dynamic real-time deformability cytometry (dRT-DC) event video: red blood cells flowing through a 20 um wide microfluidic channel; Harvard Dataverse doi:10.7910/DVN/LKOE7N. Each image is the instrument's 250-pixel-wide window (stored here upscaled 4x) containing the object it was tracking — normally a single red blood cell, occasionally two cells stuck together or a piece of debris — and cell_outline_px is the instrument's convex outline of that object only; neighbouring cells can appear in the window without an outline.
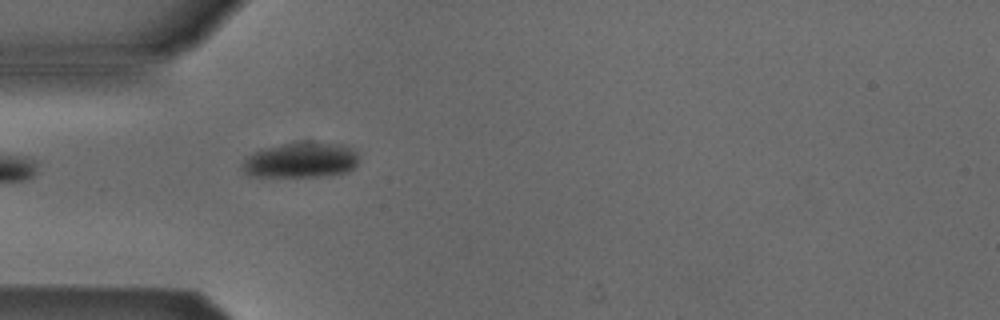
{"species": "Egyptian fruit bat (a non-hibernating species)", "species_latin": "Rousettus aegyptiacus", "temperature_condition": "cold", "stored_images_in_passage": 1, "camera_frame_rate_fps": 3000, "um_per_image_px": 0.085, "animal": {"sex": "male"}, "frame": {"image": 1, "passage_image": 1, "time_ms": 0.0, "image_size_px": [1000, 320], "cell_outline_px": [[356, 164], [348, 172], [328, 176], [248, 176], [240, 168], [240, 164], [248, 156], [264, 148], [280, 144], [304, 140], [308, 140], [340, 144], [356, 152]], "centroid_in_image_um": [25.53, 13.6], "position_along_channel_um": 59.5, "area_um2": 24.22}}